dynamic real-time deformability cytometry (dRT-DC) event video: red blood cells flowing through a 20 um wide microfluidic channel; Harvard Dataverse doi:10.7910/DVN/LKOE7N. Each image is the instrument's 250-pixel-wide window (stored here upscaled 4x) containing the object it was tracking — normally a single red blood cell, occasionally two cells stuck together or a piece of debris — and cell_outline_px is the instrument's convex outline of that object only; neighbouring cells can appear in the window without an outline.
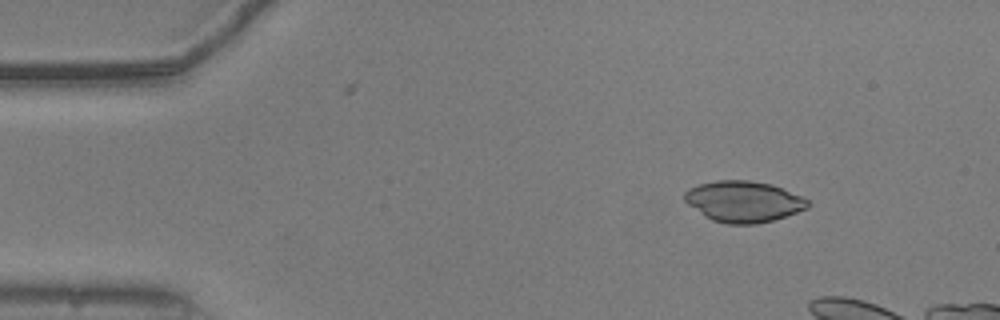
{"species": "common noctule bat (a hibernating species)", "species_latin": "Nyctalus noctula", "temperature_condition": "warm", "stored_images_in_passage": 12, "camera_frame_rate_fps": 3000, "um_per_image_px": 0.085, "animal": {"sex": "male", "body_mass_g": 20.5, "forearm_length_mm": 52.5}, "frame": {"image": 1, "passage_image": 7, "time_ms": 2.0, "image_size_px": [1000, 320], "cell_outline_px": [[812, 204], [808, 208], [772, 220], [756, 224], [728, 224], [712, 220], [704, 216], [688, 204], [684, 200], [684, 192], [688, 188], [700, 184], [716, 180], [748, 180], [772, 184], [800, 196], [808, 200]], "centroid_in_image_um": [63.18, 17.12], "position_along_channel_um": 21.8, "area_um2": 29.42}}